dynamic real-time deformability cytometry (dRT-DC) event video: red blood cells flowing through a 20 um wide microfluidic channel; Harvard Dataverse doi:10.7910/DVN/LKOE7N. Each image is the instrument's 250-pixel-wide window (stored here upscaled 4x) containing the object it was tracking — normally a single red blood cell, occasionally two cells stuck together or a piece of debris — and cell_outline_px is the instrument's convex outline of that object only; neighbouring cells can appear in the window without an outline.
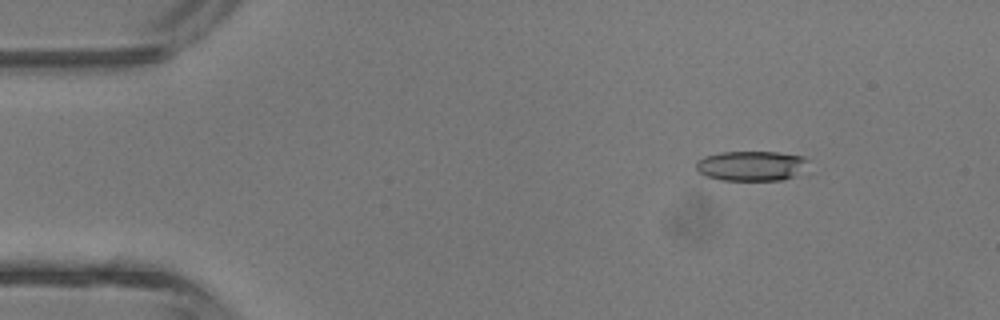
{"species": "common noctule bat (a hibernating species)", "species_latin": "Nyctalus noctula", "temperature_condition": "room temperature", "stored_images_in_passage": 3, "camera_frame_rate_fps": 3000, "um_per_image_px": 0.085, "animal": {"sex": "male", "body_mass_g": 13.3}, "frame": {"image": 1, "passage_image": 1, "time_ms": 0.0, "image_size_px": [1000, 320], "cell_outline_px": [[812, 172], [780, 180], [720, 180], [704, 176], [696, 168], [696, 160], [704, 156], [724, 152], [776, 152], [804, 156], [808, 160]], "centroid_in_image_um": [63.98, 14.11], "position_along_channel_um": 21.0, "area_um2": 20.23}}
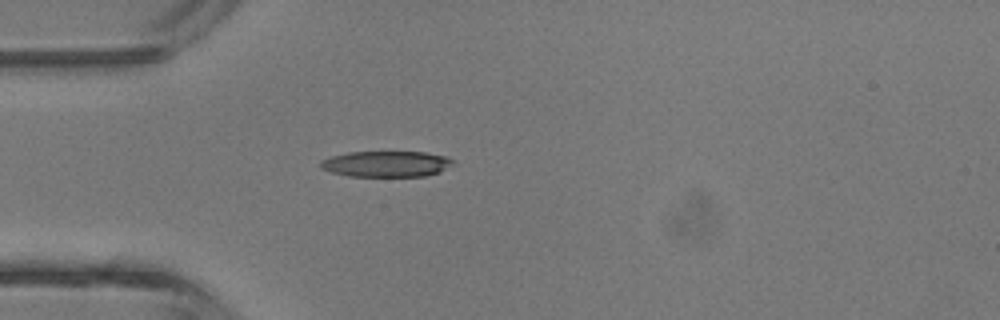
{"frame": {"image": 2, "passage_image": 3, "time_ms": 2.333, "image_size_px": [1000, 320], "cell_outline_px": [[456, 164], [440, 172], [424, 176], [348, 176], [332, 172], [320, 168], [320, 160], [332, 156], [348, 152], [424, 152], [448, 156], [456, 160]], "centroid_in_image_um": [32.9, 13.93], "position_along_channel_um": 52.1, "area_um2": 20.23}}